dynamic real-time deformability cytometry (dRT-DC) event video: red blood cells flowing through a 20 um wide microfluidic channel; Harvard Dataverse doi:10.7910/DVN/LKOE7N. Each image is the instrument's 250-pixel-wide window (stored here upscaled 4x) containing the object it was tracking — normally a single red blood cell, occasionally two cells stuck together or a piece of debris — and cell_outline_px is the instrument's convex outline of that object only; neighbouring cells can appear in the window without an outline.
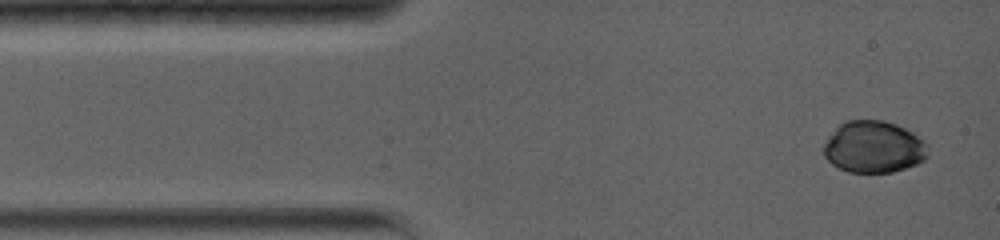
{"species": "common noctule bat (a hibernating species)", "species_latin": "Nyctalus noctula", "temperature_condition": "warm", "stored_images_in_passage": 5, "camera_frame_rate_fps": 5000, "um_per_image_px": 0.085, "animal": {"sex": "female", "body_mass_g": 19.0, "forearm_length_mm": 56.7}, "frame": {"image": 1, "passage_image": 1, "time_ms": 0.0, "image_size_px": [1000, 240], "cell_outline_px": [[928, 156], [924, 160], [916, 164], [892, 172], [848, 172], [832, 164], [824, 156], [824, 144], [836, 128], [844, 120], [884, 120], [896, 124], [912, 132], [924, 140], [928, 144]], "centroid_in_image_um": [74.29, 12.48], "position_along_channel_um": 10.7, "area_um2": 31.5}}
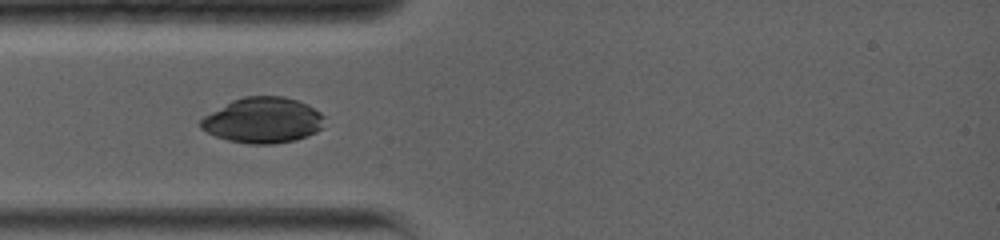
{"frame": {"image": 2, "passage_image": 4, "time_ms": 3.0, "image_size_px": [1000, 240], "cell_outline_px": [[324, 116], [320, 128], [316, 132], [308, 136], [296, 140], [272, 144], [252, 144], [228, 140], [216, 136], [200, 128], [200, 120], [204, 116], [232, 100], [244, 96], [284, 96], [296, 100], [320, 112]], "centroid_in_image_um": [22.33, 10.22], "position_along_channel_um": 62.7, "area_um2": 32.6}}
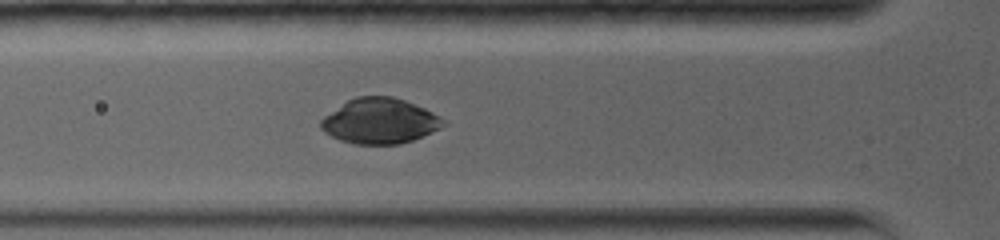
{"frame": {"image": 3, "passage_image": 5, "time_ms": 3.8, "image_size_px": [1000, 240], "cell_outline_px": [[448, 124], [440, 128], [412, 140], [400, 144], [356, 144], [340, 140], [324, 132], [320, 128], [320, 120], [324, 116], [348, 100], [356, 96], [392, 96], [404, 100], [424, 108], [440, 116]], "centroid_in_image_um": [32.28, 10.28], "position_along_channel_um": 93.5, "area_um2": 32.19}}